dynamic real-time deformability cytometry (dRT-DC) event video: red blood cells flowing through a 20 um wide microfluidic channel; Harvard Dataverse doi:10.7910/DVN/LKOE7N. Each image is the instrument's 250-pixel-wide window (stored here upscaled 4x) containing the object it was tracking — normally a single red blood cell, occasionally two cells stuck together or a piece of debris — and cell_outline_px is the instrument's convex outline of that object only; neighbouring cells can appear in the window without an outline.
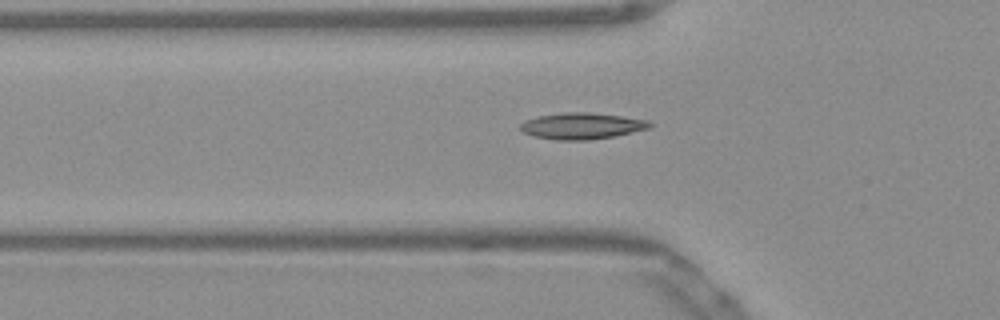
{"species": "Egyptian fruit bat (a non-hibernating species)", "species_latin": "Rousettus aegyptiacus", "temperature_condition": "warm", "stored_images_in_passage": 51, "camera_frame_rate_fps": 3000, "um_per_image_px": 0.085, "frame": {"image": 1, "passage_image": 18, "time_ms": 5.667, "image_size_px": [1000, 320], "cell_outline_px": [[652, 124], [648, 128], [612, 136], [588, 140], [556, 140], [536, 136], [524, 132], [520, 128], [520, 124], [524, 120], [536, 116], [560, 112], [588, 112], [620, 116], [648, 120]], "centroid_in_image_um": [49.39, 10.69], "position_along_channel_um": 76.4, "area_um2": 19.65}}
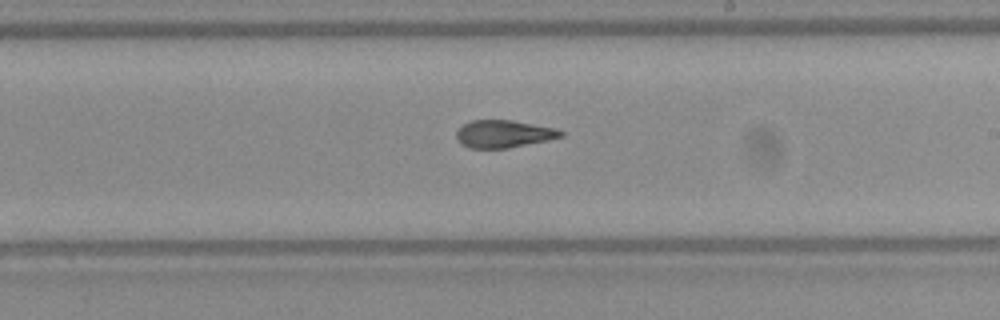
{"frame": {"image": 2, "passage_image": 31, "time_ms": 10.0, "image_size_px": [1000, 320], "cell_outline_px": [[564, 136], [548, 140], [508, 148], [468, 148], [460, 144], [456, 140], [456, 132], [464, 124], [472, 120], [512, 120], [560, 128], [564, 132]], "centroid_in_image_um": [42.84, 11.38], "position_along_channel_um": 246.2, "area_um2": 16.99}}
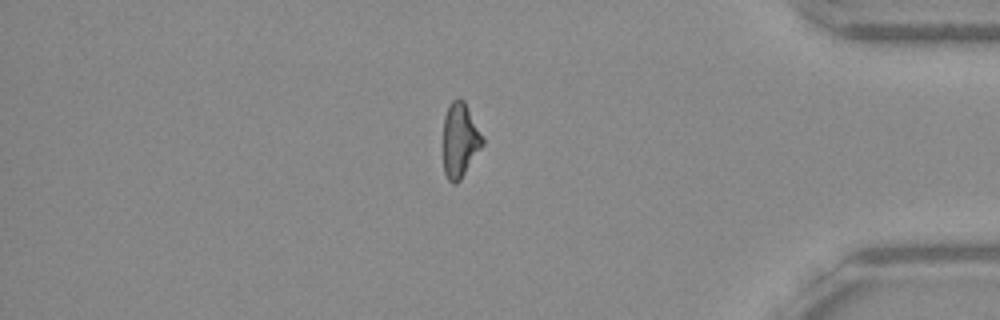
{"frame": {"image": 3, "passage_image": 45, "time_ms": 14.667, "image_size_px": [1000, 320], "cell_outline_px": [[484, 144], [460, 180], [456, 184], [452, 184], [448, 180], [444, 172], [444, 116], [448, 104], [452, 100], [464, 100], [484, 136]], "centroid_in_image_um": [39.11, 11.91], "position_along_channel_um": 396.1, "area_um2": 17.17}, "authors_computed_cell_mechanics": {"area_um2": 17.629, "velocity_mm_per_s": 3.8897, "shape_relaxation_time_tau1_ms": null, "shape_relaxation_time_tau2_ms": 1.9977, "deformation_change_tau1": null, "deformation_change_tau2": 0.078}}